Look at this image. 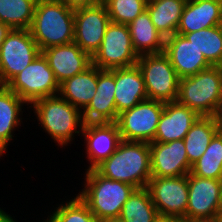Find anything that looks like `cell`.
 Instances as JSON below:
<instances>
[{"label":"cell","instance_id":"37","mask_svg":"<svg viewBox=\"0 0 222 222\" xmlns=\"http://www.w3.org/2000/svg\"><path fill=\"white\" fill-rule=\"evenodd\" d=\"M215 117L217 118V120L220 123L221 128H222V99H221V103H220L219 109H218Z\"/></svg>","mask_w":222,"mask_h":222},{"label":"cell","instance_id":"34","mask_svg":"<svg viewBox=\"0 0 222 222\" xmlns=\"http://www.w3.org/2000/svg\"><path fill=\"white\" fill-rule=\"evenodd\" d=\"M11 29L4 23L0 22V47L5 40L6 35Z\"/></svg>","mask_w":222,"mask_h":222},{"label":"cell","instance_id":"40","mask_svg":"<svg viewBox=\"0 0 222 222\" xmlns=\"http://www.w3.org/2000/svg\"><path fill=\"white\" fill-rule=\"evenodd\" d=\"M111 0H97L98 4L106 5Z\"/></svg>","mask_w":222,"mask_h":222},{"label":"cell","instance_id":"42","mask_svg":"<svg viewBox=\"0 0 222 222\" xmlns=\"http://www.w3.org/2000/svg\"><path fill=\"white\" fill-rule=\"evenodd\" d=\"M221 221H222V212H221V214H220V218H219Z\"/></svg>","mask_w":222,"mask_h":222},{"label":"cell","instance_id":"16","mask_svg":"<svg viewBox=\"0 0 222 222\" xmlns=\"http://www.w3.org/2000/svg\"><path fill=\"white\" fill-rule=\"evenodd\" d=\"M41 53L47 59L59 84L83 72L92 64V57L75 42L52 46L42 50Z\"/></svg>","mask_w":222,"mask_h":222},{"label":"cell","instance_id":"36","mask_svg":"<svg viewBox=\"0 0 222 222\" xmlns=\"http://www.w3.org/2000/svg\"><path fill=\"white\" fill-rule=\"evenodd\" d=\"M156 222H183L177 218L159 217Z\"/></svg>","mask_w":222,"mask_h":222},{"label":"cell","instance_id":"28","mask_svg":"<svg viewBox=\"0 0 222 222\" xmlns=\"http://www.w3.org/2000/svg\"><path fill=\"white\" fill-rule=\"evenodd\" d=\"M184 36L202 52L211 66H222V25L185 33Z\"/></svg>","mask_w":222,"mask_h":222},{"label":"cell","instance_id":"32","mask_svg":"<svg viewBox=\"0 0 222 222\" xmlns=\"http://www.w3.org/2000/svg\"><path fill=\"white\" fill-rule=\"evenodd\" d=\"M148 0H111L105 6L110 21L129 25L146 10Z\"/></svg>","mask_w":222,"mask_h":222},{"label":"cell","instance_id":"18","mask_svg":"<svg viewBox=\"0 0 222 222\" xmlns=\"http://www.w3.org/2000/svg\"><path fill=\"white\" fill-rule=\"evenodd\" d=\"M95 91L92 100L82 111L84 122H116L119 115L114 99L115 76L110 70H101L97 67Z\"/></svg>","mask_w":222,"mask_h":222},{"label":"cell","instance_id":"17","mask_svg":"<svg viewBox=\"0 0 222 222\" xmlns=\"http://www.w3.org/2000/svg\"><path fill=\"white\" fill-rule=\"evenodd\" d=\"M163 53L169 58L179 78L195 75L211 66L202 52L178 33L165 38Z\"/></svg>","mask_w":222,"mask_h":222},{"label":"cell","instance_id":"20","mask_svg":"<svg viewBox=\"0 0 222 222\" xmlns=\"http://www.w3.org/2000/svg\"><path fill=\"white\" fill-rule=\"evenodd\" d=\"M115 76V105L118 115L148 99L142 73L137 65L110 70Z\"/></svg>","mask_w":222,"mask_h":222},{"label":"cell","instance_id":"25","mask_svg":"<svg viewBox=\"0 0 222 222\" xmlns=\"http://www.w3.org/2000/svg\"><path fill=\"white\" fill-rule=\"evenodd\" d=\"M220 129L221 125L215 116H199L192 124L183 139L191 166L204 154L211 139Z\"/></svg>","mask_w":222,"mask_h":222},{"label":"cell","instance_id":"21","mask_svg":"<svg viewBox=\"0 0 222 222\" xmlns=\"http://www.w3.org/2000/svg\"><path fill=\"white\" fill-rule=\"evenodd\" d=\"M222 25V0H187L176 33Z\"/></svg>","mask_w":222,"mask_h":222},{"label":"cell","instance_id":"26","mask_svg":"<svg viewBox=\"0 0 222 222\" xmlns=\"http://www.w3.org/2000/svg\"><path fill=\"white\" fill-rule=\"evenodd\" d=\"M187 0H148V10L155 28L167 38L176 33Z\"/></svg>","mask_w":222,"mask_h":222},{"label":"cell","instance_id":"15","mask_svg":"<svg viewBox=\"0 0 222 222\" xmlns=\"http://www.w3.org/2000/svg\"><path fill=\"white\" fill-rule=\"evenodd\" d=\"M150 154L151 177H179L191 172L183 139L167 143L151 142Z\"/></svg>","mask_w":222,"mask_h":222},{"label":"cell","instance_id":"10","mask_svg":"<svg viewBox=\"0 0 222 222\" xmlns=\"http://www.w3.org/2000/svg\"><path fill=\"white\" fill-rule=\"evenodd\" d=\"M164 106V102L146 99L131 109L120 113L116 123L121 139L124 141L153 142Z\"/></svg>","mask_w":222,"mask_h":222},{"label":"cell","instance_id":"12","mask_svg":"<svg viewBox=\"0 0 222 222\" xmlns=\"http://www.w3.org/2000/svg\"><path fill=\"white\" fill-rule=\"evenodd\" d=\"M221 184L222 180L188 174L186 222L220 218Z\"/></svg>","mask_w":222,"mask_h":222},{"label":"cell","instance_id":"27","mask_svg":"<svg viewBox=\"0 0 222 222\" xmlns=\"http://www.w3.org/2000/svg\"><path fill=\"white\" fill-rule=\"evenodd\" d=\"M146 187L133 191L123 204L119 219L123 222H156L159 218Z\"/></svg>","mask_w":222,"mask_h":222},{"label":"cell","instance_id":"3","mask_svg":"<svg viewBox=\"0 0 222 222\" xmlns=\"http://www.w3.org/2000/svg\"><path fill=\"white\" fill-rule=\"evenodd\" d=\"M84 188L78 196L101 222L119 218L123 204L136 189L134 186L100 175L95 169L86 170Z\"/></svg>","mask_w":222,"mask_h":222},{"label":"cell","instance_id":"5","mask_svg":"<svg viewBox=\"0 0 222 222\" xmlns=\"http://www.w3.org/2000/svg\"><path fill=\"white\" fill-rule=\"evenodd\" d=\"M222 99V66H210L180 78L177 102L198 116H216Z\"/></svg>","mask_w":222,"mask_h":222},{"label":"cell","instance_id":"14","mask_svg":"<svg viewBox=\"0 0 222 222\" xmlns=\"http://www.w3.org/2000/svg\"><path fill=\"white\" fill-rule=\"evenodd\" d=\"M86 141V154L90 162L88 169H94L108 159L122 141L116 122L85 123L82 133Z\"/></svg>","mask_w":222,"mask_h":222},{"label":"cell","instance_id":"38","mask_svg":"<svg viewBox=\"0 0 222 222\" xmlns=\"http://www.w3.org/2000/svg\"><path fill=\"white\" fill-rule=\"evenodd\" d=\"M189 222H222L220 219H212V220H197V221H189Z\"/></svg>","mask_w":222,"mask_h":222},{"label":"cell","instance_id":"29","mask_svg":"<svg viewBox=\"0 0 222 222\" xmlns=\"http://www.w3.org/2000/svg\"><path fill=\"white\" fill-rule=\"evenodd\" d=\"M192 175L222 180V128L211 139L204 154L192 165Z\"/></svg>","mask_w":222,"mask_h":222},{"label":"cell","instance_id":"24","mask_svg":"<svg viewBox=\"0 0 222 222\" xmlns=\"http://www.w3.org/2000/svg\"><path fill=\"white\" fill-rule=\"evenodd\" d=\"M128 26L133 48L139 56L144 54H158L164 51L165 38L155 28L147 9Z\"/></svg>","mask_w":222,"mask_h":222},{"label":"cell","instance_id":"7","mask_svg":"<svg viewBox=\"0 0 222 222\" xmlns=\"http://www.w3.org/2000/svg\"><path fill=\"white\" fill-rule=\"evenodd\" d=\"M6 86L23 99L27 105L40 98L58 95L60 89V84L42 53Z\"/></svg>","mask_w":222,"mask_h":222},{"label":"cell","instance_id":"4","mask_svg":"<svg viewBox=\"0 0 222 222\" xmlns=\"http://www.w3.org/2000/svg\"><path fill=\"white\" fill-rule=\"evenodd\" d=\"M29 107L34 109V113L39 121L38 124L42 125L45 132L59 146H67L74 140V134L80 135L82 133L85 124L82 111L59 94L40 98ZM77 128L78 130H76Z\"/></svg>","mask_w":222,"mask_h":222},{"label":"cell","instance_id":"1","mask_svg":"<svg viewBox=\"0 0 222 222\" xmlns=\"http://www.w3.org/2000/svg\"><path fill=\"white\" fill-rule=\"evenodd\" d=\"M94 169L106 178L144 188L151 178L150 143L122 140L116 151Z\"/></svg>","mask_w":222,"mask_h":222},{"label":"cell","instance_id":"23","mask_svg":"<svg viewBox=\"0 0 222 222\" xmlns=\"http://www.w3.org/2000/svg\"><path fill=\"white\" fill-rule=\"evenodd\" d=\"M23 104H27L6 85H0V158L13 139V131L21 124Z\"/></svg>","mask_w":222,"mask_h":222},{"label":"cell","instance_id":"39","mask_svg":"<svg viewBox=\"0 0 222 222\" xmlns=\"http://www.w3.org/2000/svg\"><path fill=\"white\" fill-rule=\"evenodd\" d=\"M101 222H123V221L120 220L119 218H115V219H108V220L101 221Z\"/></svg>","mask_w":222,"mask_h":222},{"label":"cell","instance_id":"31","mask_svg":"<svg viewBox=\"0 0 222 222\" xmlns=\"http://www.w3.org/2000/svg\"><path fill=\"white\" fill-rule=\"evenodd\" d=\"M58 206L45 222H100L78 194L66 204Z\"/></svg>","mask_w":222,"mask_h":222},{"label":"cell","instance_id":"9","mask_svg":"<svg viewBox=\"0 0 222 222\" xmlns=\"http://www.w3.org/2000/svg\"><path fill=\"white\" fill-rule=\"evenodd\" d=\"M40 53L29 29H11L0 47V85H7Z\"/></svg>","mask_w":222,"mask_h":222},{"label":"cell","instance_id":"30","mask_svg":"<svg viewBox=\"0 0 222 222\" xmlns=\"http://www.w3.org/2000/svg\"><path fill=\"white\" fill-rule=\"evenodd\" d=\"M37 0H0V22L10 29H30Z\"/></svg>","mask_w":222,"mask_h":222},{"label":"cell","instance_id":"13","mask_svg":"<svg viewBox=\"0 0 222 222\" xmlns=\"http://www.w3.org/2000/svg\"><path fill=\"white\" fill-rule=\"evenodd\" d=\"M110 22L105 5L74 10V42L92 57L100 48Z\"/></svg>","mask_w":222,"mask_h":222},{"label":"cell","instance_id":"2","mask_svg":"<svg viewBox=\"0 0 222 222\" xmlns=\"http://www.w3.org/2000/svg\"><path fill=\"white\" fill-rule=\"evenodd\" d=\"M29 30L40 51L74 42V10L61 0H37Z\"/></svg>","mask_w":222,"mask_h":222},{"label":"cell","instance_id":"33","mask_svg":"<svg viewBox=\"0 0 222 222\" xmlns=\"http://www.w3.org/2000/svg\"><path fill=\"white\" fill-rule=\"evenodd\" d=\"M61 1L65 3L72 10L91 7L98 4L97 0H61Z\"/></svg>","mask_w":222,"mask_h":222},{"label":"cell","instance_id":"6","mask_svg":"<svg viewBox=\"0 0 222 222\" xmlns=\"http://www.w3.org/2000/svg\"><path fill=\"white\" fill-rule=\"evenodd\" d=\"M136 65L142 73L148 99L164 103L177 100L180 78L163 52L140 55Z\"/></svg>","mask_w":222,"mask_h":222},{"label":"cell","instance_id":"19","mask_svg":"<svg viewBox=\"0 0 222 222\" xmlns=\"http://www.w3.org/2000/svg\"><path fill=\"white\" fill-rule=\"evenodd\" d=\"M199 116L177 101L165 103L153 142L182 140Z\"/></svg>","mask_w":222,"mask_h":222},{"label":"cell","instance_id":"22","mask_svg":"<svg viewBox=\"0 0 222 222\" xmlns=\"http://www.w3.org/2000/svg\"><path fill=\"white\" fill-rule=\"evenodd\" d=\"M96 87L97 67L91 64L83 72L60 83L59 95L82 111L92 100Z\"/></svg>","mask_w":222,"mask_h":222},{"label":"cell","instance_id":"41","mask_svg":"<svg viewBox=\"0 0 222 222\" xmlns=\"http://www.w3.org/2000/svg\"><path fill=\"white\" fill-rule=\"evenodd\" d=\"M221 206H222V184H221Z\"/></svg>","mask_w":222,"mask_h":222},{"label":"cell","instance_id":"35","mask_svg":"<svg viewBox=\"0 0 222 222\" xmlns=\"http://www.w3.org/2000/svg\"><path fill=\"white\" fill-rule=\"evenodd\" d=\"M0 222H17L15 219H13L10 214L3 211V209L0 208Z\"/></svg>","mask_w":222,"mask_h":222},{"label":"cell","instance_id":"11","mask_svg":"<svg viewBox=\"0 0 222 222\" xmlns=\"http://www.w3.org/2000/svg\"><path fill=\"white\" fill-rule=\"evenodd\" d=\"M146 188L160 217L186 222L188 175L151 177Z\"/></svg>","mask_w":222,"mask_h":222},{"label":"cell","instance_id":"8","mask_svg":"<svg viewBox=\"0 0 222 222\" xmlns=\"http://www.w3.org/2000/svg\"><path fill=\"white\" fill-rule=\"evenodd\" d=\"M138 58L129 26L110 22L100 48L92 56V64L101 70H111L134 66Z\"/></svg>","mask_w":222,"mask_h":222}]
</instances>
